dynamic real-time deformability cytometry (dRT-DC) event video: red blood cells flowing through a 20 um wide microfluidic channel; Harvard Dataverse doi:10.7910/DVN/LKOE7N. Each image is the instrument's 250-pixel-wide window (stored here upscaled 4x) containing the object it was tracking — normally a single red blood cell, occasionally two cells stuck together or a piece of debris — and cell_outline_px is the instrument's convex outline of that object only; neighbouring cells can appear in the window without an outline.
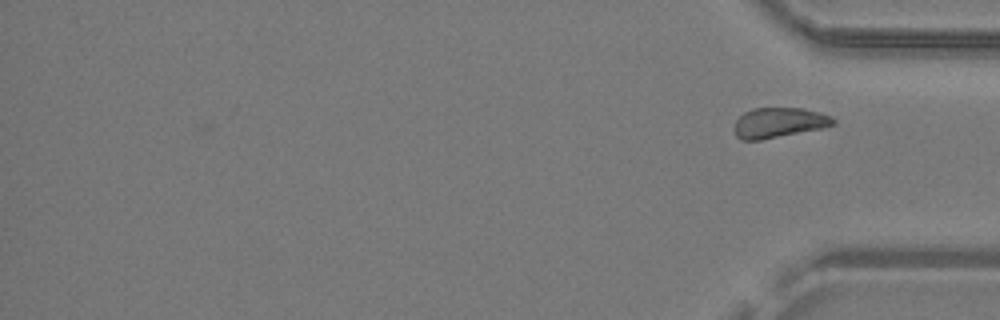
{"species": "common noctule bat (a hibernating species)", "species_latin": "Nyctalus noctula", "temperature_condition": "warm", "stored_images_in_passage": 31, "segment_of_instrument_passage": [2, 2], "camera_frame_rate_fps": 3000, "um_per_image_px": 0.085, "animal": {"sex": "male", "body_mass_g": 19.2, "forearm_length_mm": 51.8}, "frame": {"image": 1, "passage_image": 31, "time_ms": 10.0, "image_size_px": [1000, 320], "cell_outline_px": [[836, 124], [820, 128], [760, 140], [740, 140], [736, 136], [732, 128], [736, 120], [744, 112], [752, 108], [804, 108], [820, 112], [832, 116], [836, 120]], "centroid_in_image_um": [66.18, 10.42], "position_along_channel_um": 369.0, "area_um2": 17.46}}